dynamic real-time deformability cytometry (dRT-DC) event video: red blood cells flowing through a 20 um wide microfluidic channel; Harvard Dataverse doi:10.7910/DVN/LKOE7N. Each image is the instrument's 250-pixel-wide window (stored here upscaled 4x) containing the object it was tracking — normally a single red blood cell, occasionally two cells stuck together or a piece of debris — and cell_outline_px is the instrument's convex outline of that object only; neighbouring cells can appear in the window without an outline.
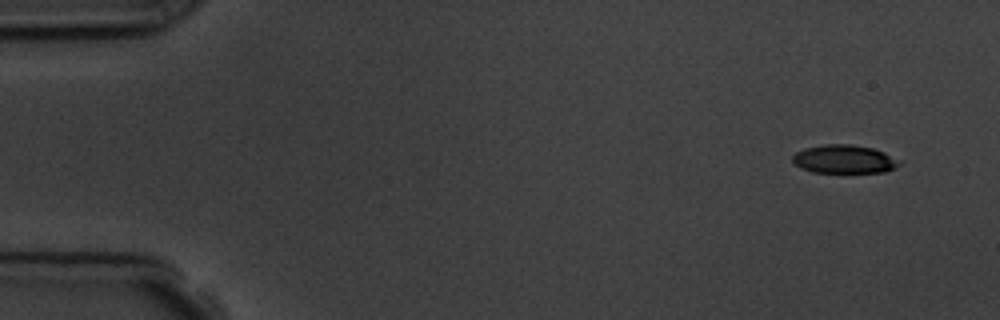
{"species": "common noctule bat (a hibernating species)", "species_latin": "Nyctalus noctula", "temperature_condition": "room temperature", "stored_images_in_passage": 4, "camera_frame_rate_fps": 3000, "um_per_image_px": 0.085, "animal": {"sex": "male", "body_mass_g": 19.5, "forearm_length_mm": 54.6}, "frame": {"image": 1, "passage_image": 1, "time_ms": 0.0, "image_size_px": [1000, 320], "cell_outline_px": [[900, 164], [884, 172], [812, 172], [800, 168], [792, 160], [792, 156], [796, 152], [804, 148], [820, 144], [848, 144], [872, 148], [884, 152]], "centroid_in_image_um": [71.66, 13.52], "position_along_channel_um": 13.3, "area_um2": 17.4}}